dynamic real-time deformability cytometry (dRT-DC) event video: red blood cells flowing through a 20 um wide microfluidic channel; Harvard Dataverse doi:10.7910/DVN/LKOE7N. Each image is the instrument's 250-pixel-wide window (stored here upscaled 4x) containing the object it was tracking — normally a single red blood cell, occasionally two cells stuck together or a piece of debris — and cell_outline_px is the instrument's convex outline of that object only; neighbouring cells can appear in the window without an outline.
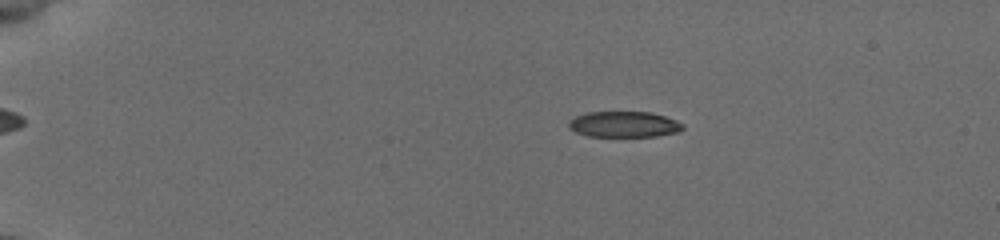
{"species": "common noctule bat (a hibernating species)", "species_latin": "Nyctalus noctula", "temperature_condition": "cold", "stored_images_in_passage": 55, "camera_frame_rate_fps": 3000, "um_per_image_px": 0.085, "animal": {"sex": "female", "body_mass_g": 19.5, "forearm_length_mm": 54.1}, "frame": {"image": 1, "passage_image": 12, "time_ms": 3.667, "image_size_px": [1000, 240], "cell_outline_px": [[684, 128], [680, 132], [656, 136], [588, 136], [576, 132], [568, 128], [568, 120], [576, 116], [588, 112], [652, 112], [676, 120], [684, 124]], "centroid_in_image_um": [53.05, 10.57], "position_along_channel_um": 31.9, "area_um2": 17.28}}
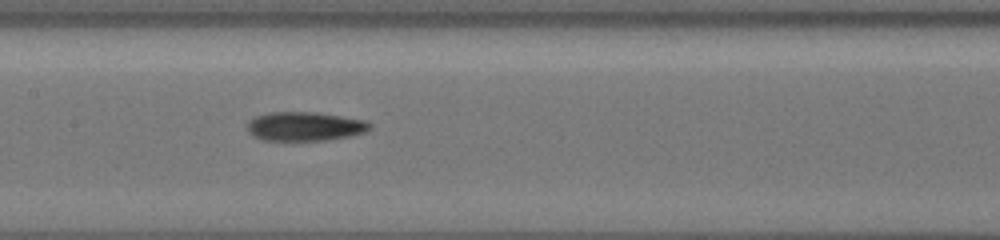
{"frame": {"image": 2, "passage_image": 30, "time_ms": 9.667, "image_size_px": [1000, 240], "cell_outline_px": [[372, 128], [364, 132], [348, 136], [328, 140], [264, 140], [248, 132], [248, 124], [256, 116], [272, 112], [316, 112], [364, 120], [372, 124]], "centroid_in_image_um": [25.95, 10.74], "position_along_channel_um": 181.5, "area_um2": 20.4}}
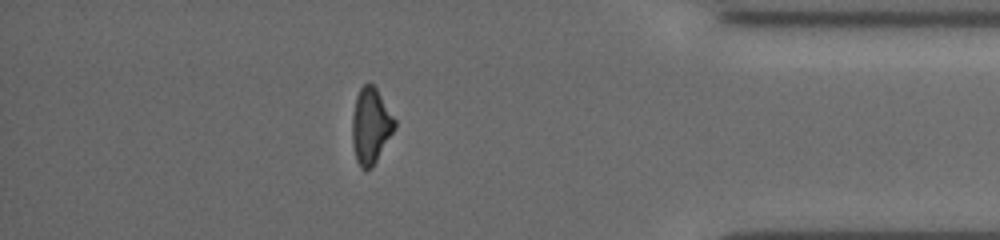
{"frame": {"image": 3, "passage_image": 49, "time_ms": 16.0, "image_size_px": [1000, 240], "cell_outline_px": [[396, 128], [372, 168], [360, 168], [356, 160], [352, 144], [352, 116], [356, 96], [360, 88], [364, 84], [372, 84], [376, 88], [396, 120]], "centroid_in_image_um": [31.51, 10.71], "position_along_channel_um": 403.7, "area_um2": 18.79}, "authors_computed_cell_mechanics": {"area_um2": 19.1896, "velocity_mm_per_s": 3.9204, "shape_relaxation_time_tau1_ms": 4.4199, "shape_relaxation_time_tau2_ms": 7.2431, "deformation_change_tau1": 0.1502, "deformation_change_tau2": 0.1773}}